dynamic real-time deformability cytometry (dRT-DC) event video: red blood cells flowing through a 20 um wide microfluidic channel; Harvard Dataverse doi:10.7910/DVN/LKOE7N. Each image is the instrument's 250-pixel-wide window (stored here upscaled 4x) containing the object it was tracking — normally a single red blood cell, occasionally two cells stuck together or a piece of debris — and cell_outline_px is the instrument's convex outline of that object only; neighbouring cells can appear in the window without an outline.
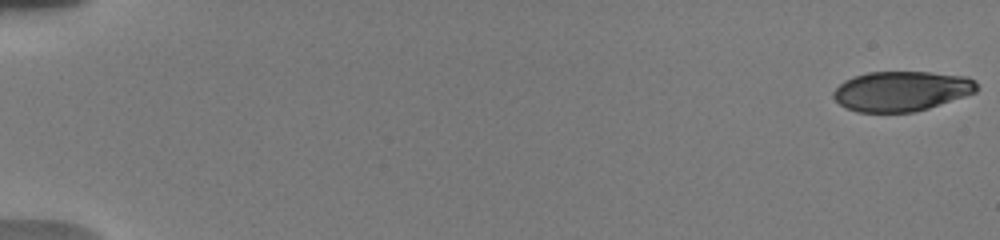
{"species": "human", "species_latin": "Homo sapiens", "temperature_condition": "warm", "stored_images_in_passage": 57, "camera_frame_rate_fps": 3000, "um_per_image_px": 0.085, "donor": {"sex": "male"}, "frame": {"image": 1, "passage_image": 1, "time_ms": 0.0, "image_size_px": [1000, 240], "cell_outline_px": [[976, 92], [928, 108], [912, 112], [856, 112], [840, 104], [832, 96], [832, 92], [844, 80], [868, 72], [928, 72], [968, 76], [976, 84]], "centroid_in_image_um": [76.59, 7.74], "position_along_channel_um": 8.4, "area_um2": 33.12}}
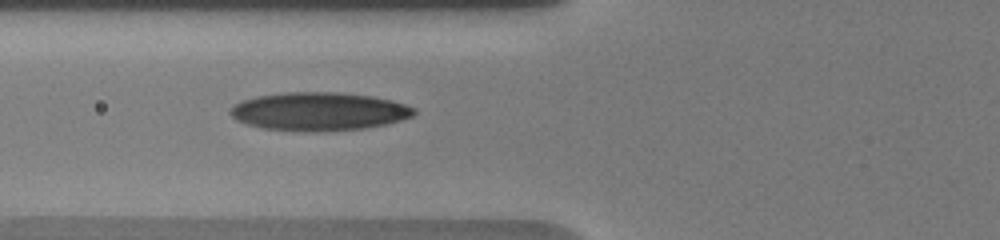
{"frame": {"image": 2, "passage_image": 29, "time_ms": 7.333, "image_size_px": [1000, 240], "cell_outline_px": [[416, 112], [412, 116], [400, 120], [384, 124], [364, 128], [264, 128], [248, 124], [236, 120], [228, 112], [236, 104], [244, 100], [256, 96], [288, 92], [336, 92], [372, 96], [392, 100], [416, 108]], "centroid_in_image_um": [27.14, 9.41], "position_along_channel_um": 98.7, "area_um2": 39.25}}
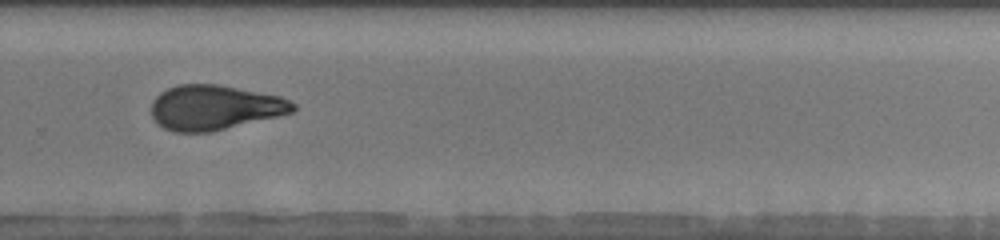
{"frame": {"image": 3, "passage_image": 46, "time_ms": 13.0, "image_size_px": [1000, 240], "cell_outline_px": [[296, 108], [292, 112], [280, 116], [212, 132], [176, 132], [164, 128], [152, 116], [152, 100], [160, 92], [168, 88], [180, 84], [220, 84], [280, 96], [296, 104]], "centroid_in_image_um": [18.26, 9.13], "position_along_channel_um": 311.5, "area_um2": 37.11}, "authors_computed_cell_mechanics": {"area_um2": 37.1076, "velocity_mm_per_s": 3.7594, "shape_relaxation_time_tau1_ms": 6.2683, "shape_relaxation_time_tau2_ms": 3.1146, "deformation_change_tau1": 0.206, "deformation_change_tau2": 0.0946}}